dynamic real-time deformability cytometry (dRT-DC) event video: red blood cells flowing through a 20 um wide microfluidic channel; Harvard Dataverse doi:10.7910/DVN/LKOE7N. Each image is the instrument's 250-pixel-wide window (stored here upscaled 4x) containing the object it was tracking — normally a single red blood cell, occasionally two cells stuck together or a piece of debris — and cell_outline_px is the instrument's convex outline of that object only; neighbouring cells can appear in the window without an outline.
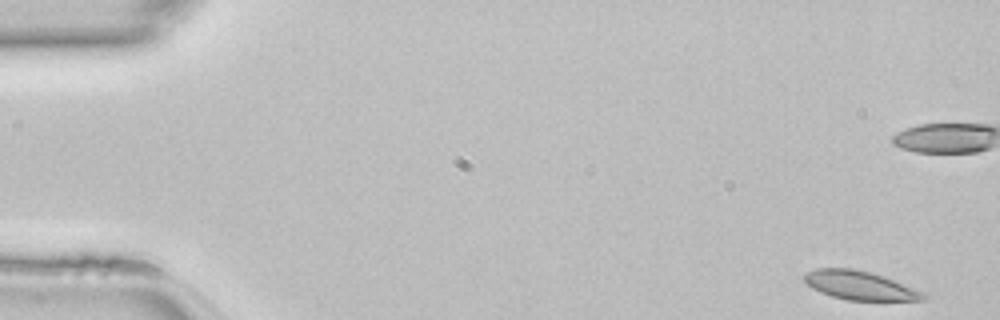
{"species": "common noctule bat (a hibernating species)", "species_latin": "Nyctalus noctula", "temperature_condition": "room temperature", "stored_images_in_passage": 47, "camera_frame_rate_fps": 3000, "um_per_image_px": 0.085, "animal": {"sex": "female", "body_mass_g": 22.7, "forearm_length_mm": 54.2}, "frame": {"image": 1, "passage_image": 1, "time_ms": 0.0, "image_size_px": [1000, 320], "cell_outline_px": [[928, 296], [924, 300], [848, 300], [832, 296], [820, 292], [812, 288], [804, 280], [804, 276], [808, 272], [816, 268], [852, 268], [872, 272], [884, 276], [928, 292]], "centroid_in_image_um": [73.17, 24.26], "position_along_channel_um": 11.8, "area_um2": 20.17}}